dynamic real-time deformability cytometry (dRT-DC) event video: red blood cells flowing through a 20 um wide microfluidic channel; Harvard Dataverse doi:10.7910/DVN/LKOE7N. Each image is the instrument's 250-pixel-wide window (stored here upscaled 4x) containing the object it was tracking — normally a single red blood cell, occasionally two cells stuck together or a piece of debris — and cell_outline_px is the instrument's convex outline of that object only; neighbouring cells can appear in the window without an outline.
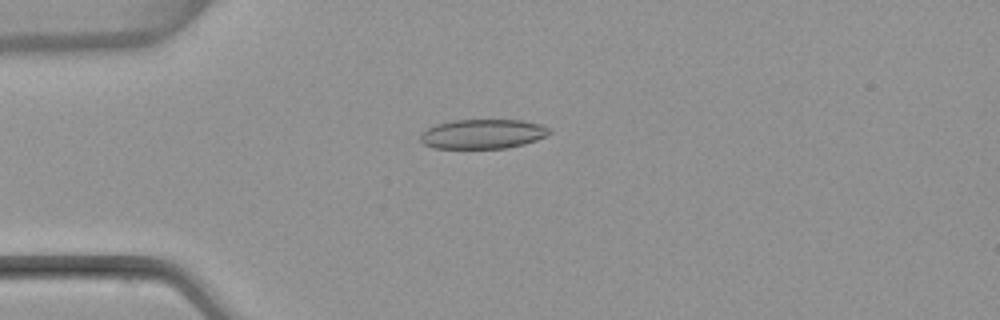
{"species": "common noctule bat (a hibernating species)", "species_latin": "Nyctalus noctula", "temperature_condition": "warm", "stored_images_in_passage": 47, "camera_frame_rate_fps": 3000, "um_per_image_px": 0.085, "animal": {"sex": "female", "body_mass_g": 22.7, "forearm_length_mm": 54.2}, "frame": {"image": 1, "passage_image": 9, "time_ms": 2.667, "image_size_px": [1000, 320], "cell_outline_px": [[552, 132], [536, 140], [524, 144], [508, 148], [432, 148], [424, 144], [420, 140], [420, 136], [428, 128], [436, 124], [452, 120], [524, 120], [540, 124], [548, 128]], "centroid_in_image_um": [41.03, 11.38], "position_along_channel_um": 44.0, "area_um2": 22.14}}
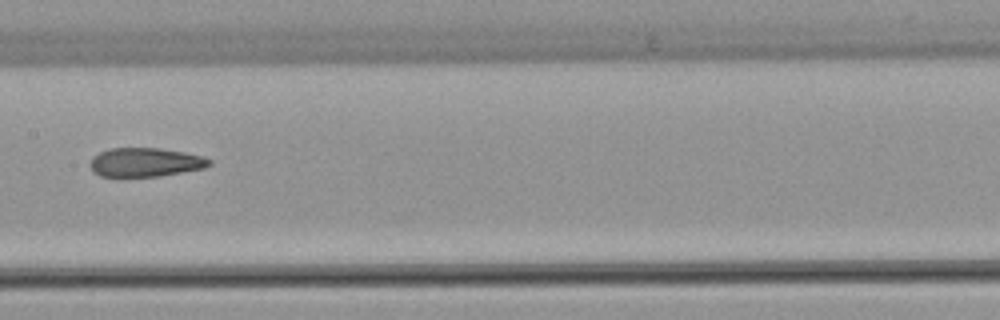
{"frame": {"image": 2, "passage_image": 22, "time_ms": 7.0, "image_size_px": [1000, 320], "cell_outline_px": [[212, 164], [204, 168], [160, 176], [100, 176], [92, 172], [88, 164], [92, 156], [108, 148], [160, 148], [184, 152], [204, 156], [212, 160]], "centroid_in_image_um": [12.33, 13.79], "position_along_channel_um": 195.1, "area_um2": 20.29}}
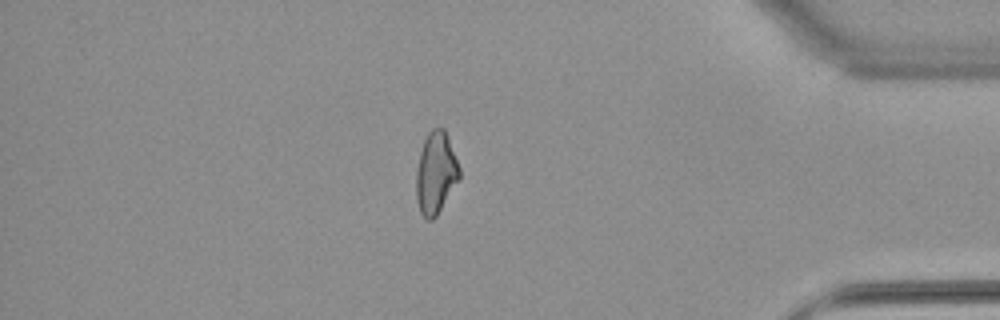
{"frame": {"image": 3, "passage_image": 40, "time_ms": 13.0, "image_size_px": [1000, 320], "cell_outline_px": [[460, 180], [436, 216], [432, 220], [428, 220], [420, 212], [416, 200], [416, 172], [420, 152], [424, 140], [428, 132], [432, 128], [444, 128], [460, 168]], "centroid_in_image_um": [37.04, 14.72], "position_along_channel_um": 398.2, "area_um2": 20.63}, "authors_computed_cell_mechanics": {"area_um2": 21.1548, "velocity_mm_per_s": 3.9738, "shape_relaxation_time_tau1_ms": null, "shape_relaxation_time_tau2_ms": 2.658, "deformation_change_tau1": null, "deformation_change_tau2": 0.0899}}